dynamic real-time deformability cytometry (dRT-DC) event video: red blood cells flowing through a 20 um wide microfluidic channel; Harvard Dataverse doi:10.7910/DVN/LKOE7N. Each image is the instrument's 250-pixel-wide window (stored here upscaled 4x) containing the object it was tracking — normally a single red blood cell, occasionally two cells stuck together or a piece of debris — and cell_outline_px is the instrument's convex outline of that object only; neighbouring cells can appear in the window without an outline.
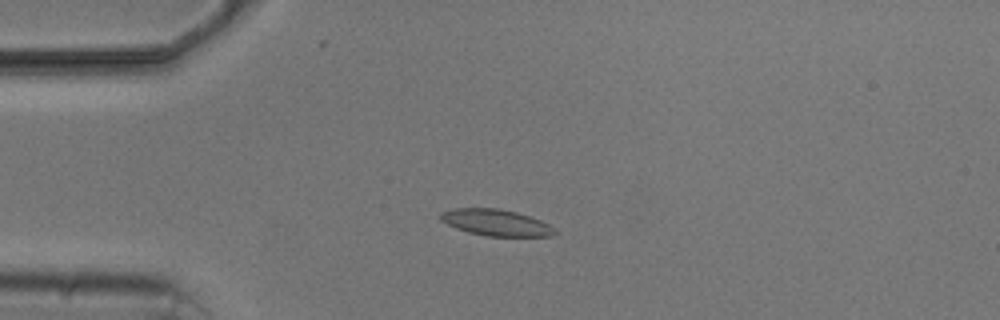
{"species": "common noctule bat (a hibernating species)", "species_latin": "Nyctalus noctula", "temperature_condition": "cold", "stored_images_in_passage": 7, "camera_frame_rate_fps": 3000, "um_per_image_px": 0.085, "animal": {"sex": "male", "body_mass_g": 20.5, "forearm_length_mm": 52.5}, "frame": {"image": 1, "passage_image": 3, "time_ms": 2.333, "image_size_px": [1000, 320], "cell_outline_px": [[556, 232], [552, 236], [488, 236], [468, 232], [456, 228], [440, 220], [440, 212], [452, 208], [500, 208], [516, 212], [540, 220], [548, 224]], "centroid_in_image_um": [42.11, 18.91], "position_along_channel_um": 42.9, "area_um2": 17.46}}
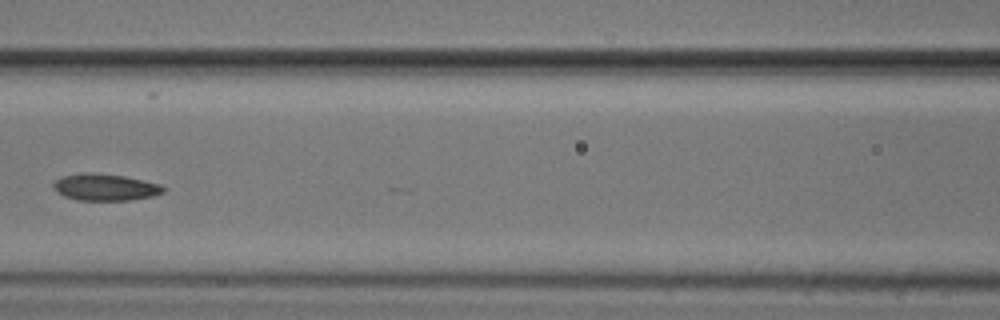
{"frame": {"image": 2, "passage_image": 6, "time_ms": 6.0, "image_size_px": [1000, 320], "cell_outline_px": [[168, 188], [164, 192], [152, 196], [132, 200], [76, 200], [64, 196], [52, 184], [52, 180], [64, 176], [88, 172], [92, 172], [124, 176], [160, 184]], "centroid_in_image_um": [8.97, 15.91], "position_along_channel_um": 157.6, "area_um2": 17.11}}
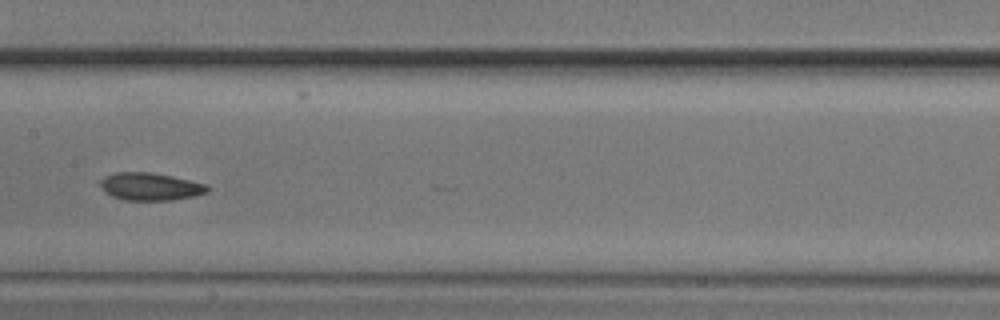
{"frame": {"image": 3, "passage_image": 7, "time_ms": 7.0, "image_size_px": [1000, 320], "cell_outline_px": [[208, 192], [196, 196], [172, 200], [124, 200], [112, 196], [100, 184], [100, 180], [116, 172], [152, 172], [172, 176], [204, 184], [208, 188]], "centroid_in_image_um": [12.8, 15.86], "position_along_channel_um": 194.6, "area_um2": 16.94}}